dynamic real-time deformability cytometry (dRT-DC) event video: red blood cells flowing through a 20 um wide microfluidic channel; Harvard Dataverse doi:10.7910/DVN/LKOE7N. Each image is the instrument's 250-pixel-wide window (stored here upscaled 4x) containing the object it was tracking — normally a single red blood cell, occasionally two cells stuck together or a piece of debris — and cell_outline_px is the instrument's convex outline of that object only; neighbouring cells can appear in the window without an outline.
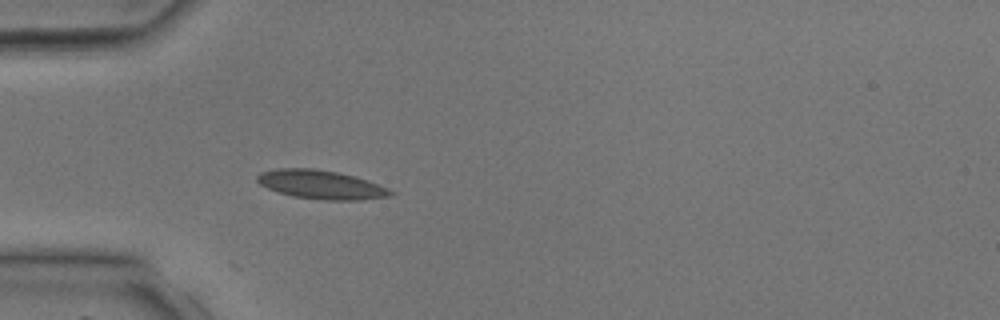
{"species": "common noctule bat (a hibernating species)", "species_latin": "Nyctalus noctula", "temperature_condition": "room temperature", "stored_images_in_passage": 3, "camera_frame_rate_fps": 3000, "um_per_image_px": 0.085, "animal": {"sex": "male", "body_mass_g": 17.9, "forearm_length_mm": 54.2}, "frame": {"image": 1, "passage_image": 3, "time_ms": 3.333, "image_size_px": [1000, 320], "cell_outline_px": [[396, 192], [388, 196], [360, 200], [324, 200], [292, 196], [268, 188], [260, 184], [256, 180], [256, 176], [260, 172], [276, 168], [312, 168], [340, 172], [356, 176], [388, 188]], "centroid_in_image_um": [27.28, 15.68], "position_along_channel_um": 57.7, "area_um2": 22.43}}